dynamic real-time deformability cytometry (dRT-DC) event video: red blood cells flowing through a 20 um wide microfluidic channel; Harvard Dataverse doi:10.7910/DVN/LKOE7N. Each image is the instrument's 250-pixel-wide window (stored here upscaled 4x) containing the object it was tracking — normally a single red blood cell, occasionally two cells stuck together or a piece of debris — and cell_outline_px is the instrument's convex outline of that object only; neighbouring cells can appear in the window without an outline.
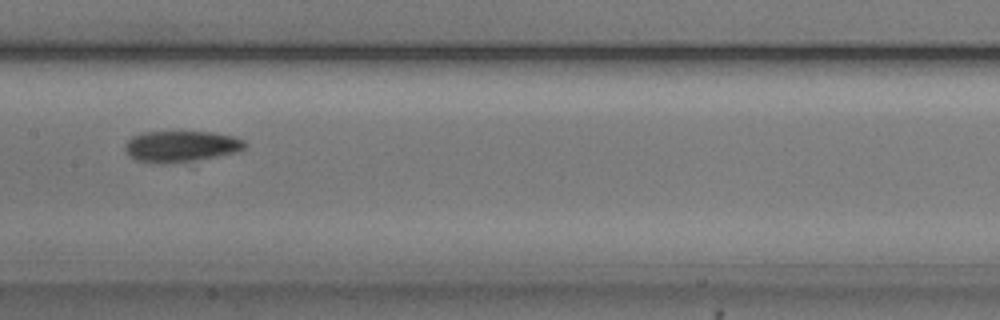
{"species": "common noctule bat (a hibernating species)", "species_latin": "Nyctalus noctula", "temperature_condition": "cold", "stored_images_in_passage": 27, "camera_frame_rate_fps": 3000, "um_per_image_px": 0.085, "animal": {"sex": "male", "body_mass_g": 20.5, "forearm_length_mm": 52.5}, "frame": {"image": 1, "passage_image": 11, "time_ms": 3.333, "image_size_px": [1000, 320], "cell_outline_px": [[248, 144], [244, 148], [236, 152], [196, 160], [164, 164], [156, 164], [136, 160], [128, 156], [124, 152], [124, 144], [132, 136], [144, 132], [212, 132], [236, 136], [244, 140]], "centroid_in_image_um": [15.35, 12.44], "position_along_channel_um": 192.0, "area_um2": 22.02}}